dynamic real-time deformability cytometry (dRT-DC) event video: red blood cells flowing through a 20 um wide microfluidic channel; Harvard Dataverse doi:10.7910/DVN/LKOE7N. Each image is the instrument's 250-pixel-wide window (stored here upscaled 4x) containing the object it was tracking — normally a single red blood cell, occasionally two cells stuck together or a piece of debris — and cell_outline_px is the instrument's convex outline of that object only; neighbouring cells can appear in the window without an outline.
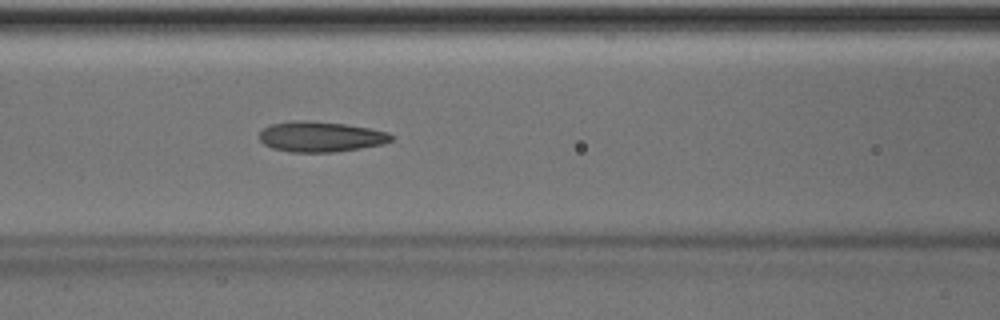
{"species": "Egyptian fruit bat (a non-hibernating species)", "species_latin": "Rousettus aegyptiacus", "temperature_condition": "room temperature", "stored_images_in_passage": 50, "camera_frame_rate_fps": 3000, "um_per_image_px": 0.085, "animal": {"sex": "male"}, "frame": {"image": 1, "passage_image": 21, "time_ms": 6.667, "image_size_px": [1000, 320], "cell_outline_px": [[392, 140], [384, 144], [360, 148], [332, 152], [288, 152], [272, 148], [264, 144], [260, 140], [260, 132], [264, 128], [272, 124], [296, 120], [308, 120], [344, 124], [368, 128], [388, 132], [392, 136]], "centroid_in_image_um": [27.24, 11.62], "position_along_channel_um": 139.4, "area_um2": 23.24}}
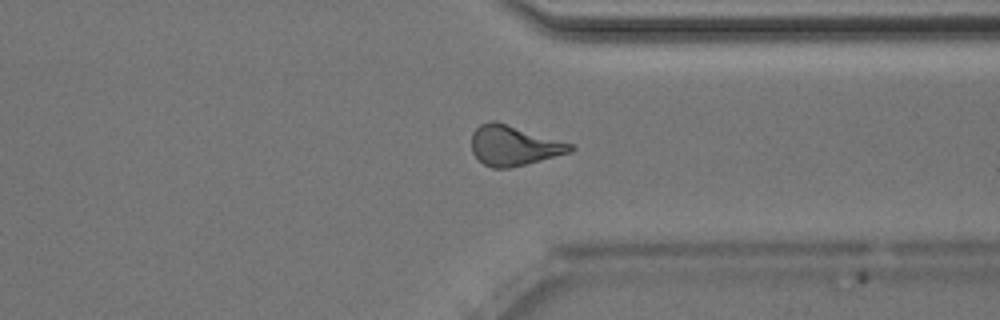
{"frame": {"image": 2, "passage_image": 38, "time_ms": 12.333, "image_size_px": [1000, 320], "cell_outline_px": [[576, 148], [572, 152], [508, 168], [492, 168], [484, 164], [472, 152], [472, 132], [480, 124], [488, 120], [496, 120], [572, 144]], "centroid_in_image_um": [43.65, 12.35], "position_along_channel_um": 367.7, "area_um2": 22.95}}
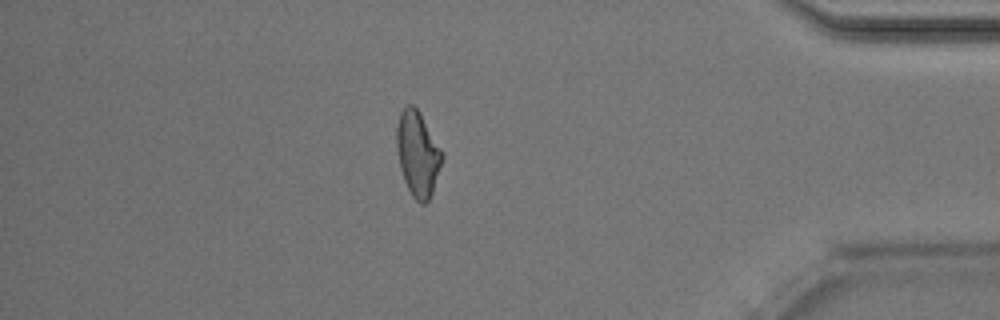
{"frame": {"image": 3, "passage_image": 43, "time_ms": 14.0, "image_size_px": [1000, 320], "cell_outline_px": [[444, 156], [432, 192], [428, 200], [424, 204], [420, 204], [412, 196], [404, 180], [400, 168], [396, 148], [396, 128], [400, 112], [408, 104], [412, 104], [420, 112], [444, 152]], "centroid_in_image_um": [35.51, 13.05], "position_along_channel_um": 399.7, "area_um2": 22.66}, "authors_computed_cell_mechanics": {"area_um2": 23.1778, "velocity_mm_per_s": 4.0442, "shape_relaxation_time_tau1_ms": 4.0445, "shape_relaxation_time_tau2_ms": 1.7872, "deformation_change_tau1": 0.1517, "deformation_change_tau2": 0.0892}}